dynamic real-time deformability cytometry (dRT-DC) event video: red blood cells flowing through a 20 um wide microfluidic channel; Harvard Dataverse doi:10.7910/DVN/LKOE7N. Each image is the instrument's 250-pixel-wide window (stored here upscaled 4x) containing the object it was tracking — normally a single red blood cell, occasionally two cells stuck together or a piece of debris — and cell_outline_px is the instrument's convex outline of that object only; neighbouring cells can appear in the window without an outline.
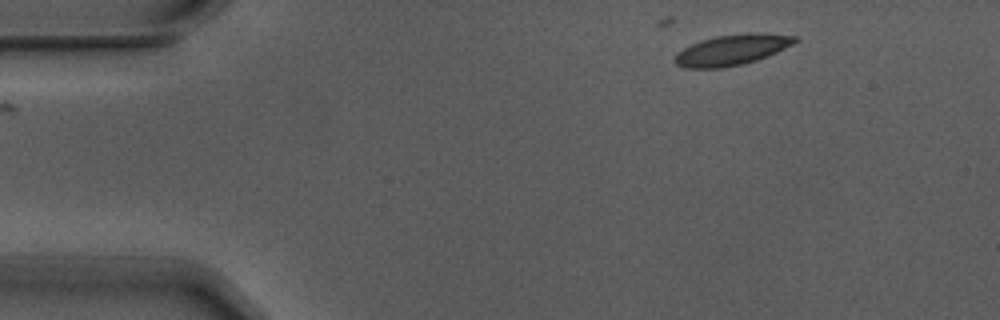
{"species": "Egyptian fruit bat (a non-hibernating species)", "species_latin": "Rousettus aegyptiacus", "temperature_condition": "warm", "stored_images_in_passage": 2, "camera_frame_rate_fps": 3000, "um_per_image_px": 0.085, "animal": {"sex": "male"}, "frame": {"image": 1, "passage_image": 2, "time_ms": 0.333, "image_size_px": [1000, 320], "cell_outline_px": [[800, 40], [768, 56], [756, 60], [740, 64], [720, 68], [684, 68], [676, 64], [672, 60], [676, 52], [700, 40], [716, 36], [756, 32], [764, 32], [796, 36]], "centroid_in_image_um": [62.2, 4.23], "position_along_channel_um": 22.8, "area_um2": 21.5}}